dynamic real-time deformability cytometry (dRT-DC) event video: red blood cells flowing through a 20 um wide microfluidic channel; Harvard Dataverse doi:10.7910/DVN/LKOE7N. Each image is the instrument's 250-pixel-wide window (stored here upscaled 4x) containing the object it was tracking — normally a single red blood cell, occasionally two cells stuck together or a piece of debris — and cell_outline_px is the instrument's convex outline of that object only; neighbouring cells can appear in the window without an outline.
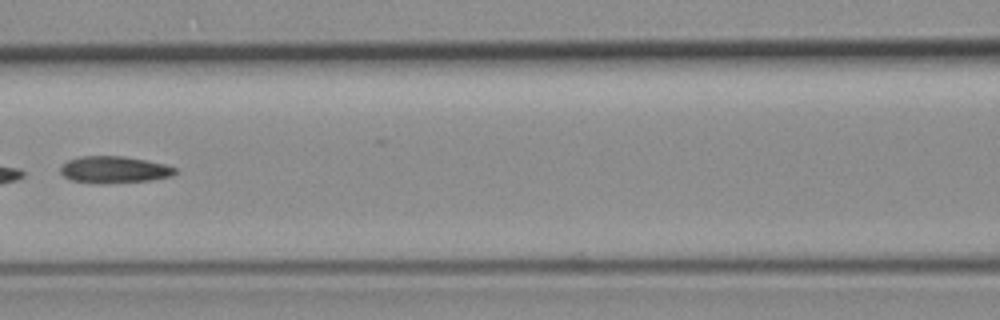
{"species": "common noctule bat (a hibernating species)", "species_latin": "Nyctalus noctula", "temperature_condition": "room temperature", "stored_images_in_passage": 7, "camera_frame_rate_fps": 3000, "um_per_image_px": 0.085, "animal": {"sex": "female", "body_mass_g": 19.3, "forearm_length_mm": 54.1}, "frame": {"image": 1, "passage_image": 7, "time_ms": 7.0, "image_size_px": [1000, 320], "cell_outline_px": [[176, 172], [172, 176], [152, 180], [104, 184], [100, 184], [72, 180], [64, 176], [60, 172], [60, 164], [68, 160], [80, 156], [124, 156], [164, 164], [176, 168]], "centroid_in_image_um": [9.67, 14.42], "position_along_channel_um": 156.9, "area_um2": 18.03}}